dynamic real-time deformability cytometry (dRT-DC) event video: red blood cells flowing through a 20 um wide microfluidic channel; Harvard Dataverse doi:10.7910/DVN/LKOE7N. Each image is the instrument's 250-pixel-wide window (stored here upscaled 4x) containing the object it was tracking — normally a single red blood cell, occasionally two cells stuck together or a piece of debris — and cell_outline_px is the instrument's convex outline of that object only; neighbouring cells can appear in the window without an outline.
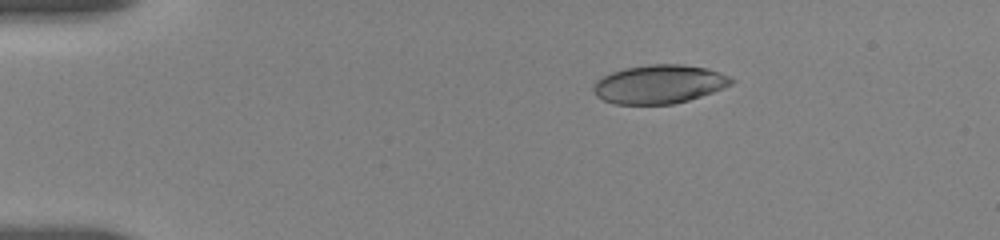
{"species": "human", "species_latin": "Homo sapiens", "temperature_condition": "room temperature", "stored_images_in_passage": 6, "camera_frame_rate_fps": 3000, "um_per_image_px": 0.085, "donor": {"sex": "female"}, "frame": {"image": 1, "passage_image": 6, "time_ms": 6.0, "image_size_px": [1000, 240], "cell_outline_px": [[736, 80], [732, 84], [712, 92], [688, 100], [672, 104], [616, 104], [604, 100], [596, 96], [592, 88], [596, 80], [612, 72], [624, 68], [648, 64], [684, 64], [704, 68], [732, 76]], "centroid_in_image_um": [56.03, 7.15], "position_along_channel_um": 29.0, "area_um2": 31.04}}